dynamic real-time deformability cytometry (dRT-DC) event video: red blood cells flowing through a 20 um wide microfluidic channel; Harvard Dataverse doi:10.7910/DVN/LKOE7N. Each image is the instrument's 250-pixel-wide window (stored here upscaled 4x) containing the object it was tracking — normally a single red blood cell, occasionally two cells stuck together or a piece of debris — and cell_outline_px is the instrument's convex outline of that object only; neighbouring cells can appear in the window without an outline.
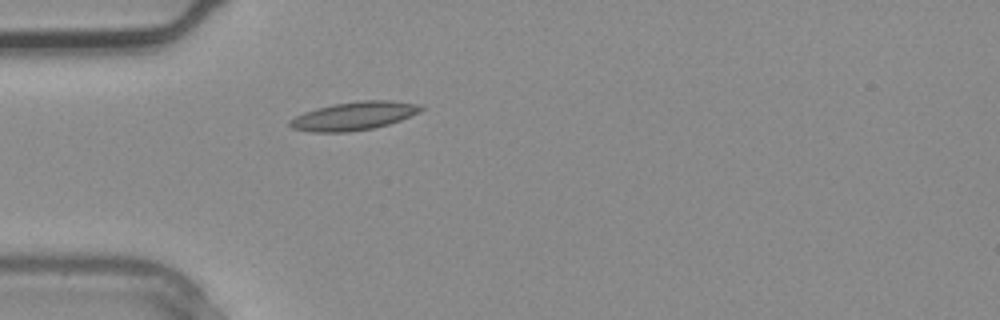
{"species": "common noctule bat (a hibernating species)", "species_latin": "Nyctalus noctula", "temperature_condition": "warm", "stored_images_in_passage": 3, "camera_frame_rate_fps": 3000, "um_per_image_px": 0.085, "animal": {"sex": "male", "body_mass_g": 20.4}, "frame": {"image": 1, "passage_image": 3, "time_ms": 0.667, "image_size_px": [1000, 320], "cell_outline_px": [[424, 108], [420, 112], [400, 120], [388, 124], [372, 128], [348, 132], [308, 132], [292, 128], [288, 124], [288, 120], [304, 112], [316, 108], [332, 104], [360, 100], [388, 100], [420, 104]], "centroid_in_image_um": [30.06, 9.85], "position_along_channel_um": 54.9, "area_um2": 21.73}}